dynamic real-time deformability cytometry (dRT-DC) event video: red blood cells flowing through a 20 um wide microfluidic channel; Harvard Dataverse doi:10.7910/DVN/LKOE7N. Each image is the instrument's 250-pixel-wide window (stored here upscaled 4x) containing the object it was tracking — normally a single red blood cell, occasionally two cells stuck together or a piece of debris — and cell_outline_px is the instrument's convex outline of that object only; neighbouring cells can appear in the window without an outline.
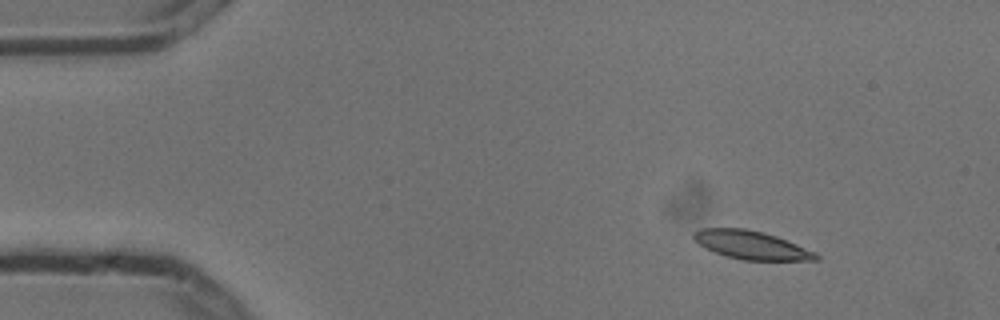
{"species": "common noctule bat (a hibernating species)", "species_latin": "Nyctalus noctula", "temperature_condition": "cold", "stored_images_in_passage": 4, "camera_frame_rate_fps": 3000, "um_per_image_px": 0.085, "animal": {"sex": "male", "body_mass_g": 13.3}, "frame": {"image": 1, "passage_image": 1, "time_ms": 0.0, "image_size_px": [1000, 320], "cell_outline_px": [[820, 260], [744, 260], [728, 256], [704, 248], [692, 236], [692, 232], [700, 228], [744, 228], [764, 232], [776, 236], [816, 252], [820, 256]], "centroid_in_image_um": [63.87, 20.82], "position_along_channel_um": 21.1, "area_um2": 20.11}}
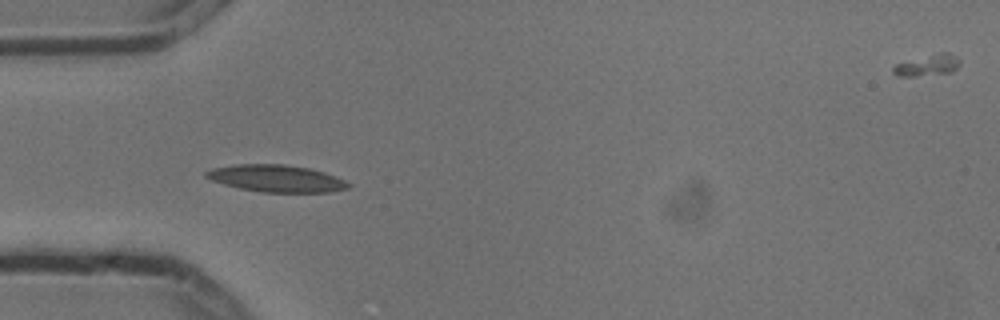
{"frame": {"image": 2, "passage_image": 3, "time_ms": 0.667, "image_size_px": [1000, 320], "cell_outline_px": [[352, 184], [348, 188], [328, 192], [260, 192], [240, 188], [224, 184], [212, 180], [204, 176], [204, 172], [212, 168], [236, 164], [284, 164], [308, 168], [324, 172], [344, 180]], "centroid_in_image_um": [23.47, 15.16], "position_along_channel_um": 61.5, "area_um2": 22.31}}
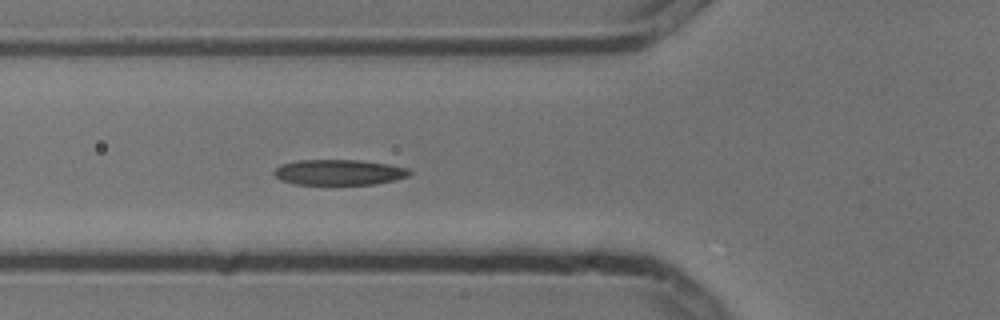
{"frame": {"image": 3, "passage_image": 4, "time_ms": 1.0, "image_size_px": [1000, 320], "cell_outline_px": [[412, 172], [408, 176], [376, 184], [296, 184], [280, 180], [272, 176], [272, 172], [280, 164], [296, 160], [360, 160], [388, 164], [408, 168]], "centroid_in_image_um": [28.76, 14.64], "position_along_channel_um": 97.0, "area_um2": 20.23}}